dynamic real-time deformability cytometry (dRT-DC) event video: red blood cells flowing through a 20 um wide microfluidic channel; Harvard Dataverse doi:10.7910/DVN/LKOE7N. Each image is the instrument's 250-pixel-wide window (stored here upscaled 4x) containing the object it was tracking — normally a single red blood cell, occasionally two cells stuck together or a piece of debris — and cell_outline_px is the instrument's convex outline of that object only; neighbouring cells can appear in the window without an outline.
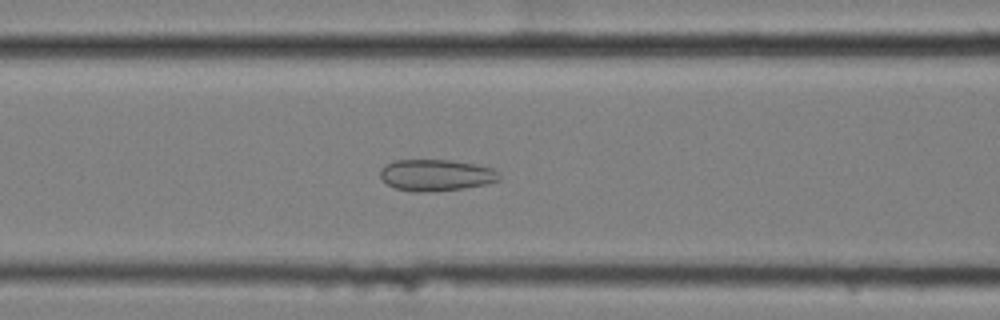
{"species": "common noctule bat (a hibernating species)", "species_latin": "Nyctalus noctula", "temperature_condition": "cold", "stored_images_in_passage": 57, "camera_frame_rate_fps": 3000, "um_per_image_px": 0.085, "animal": {"sex": "female", "body_mass_g": 25.1}, "frame": {"image": 1, "passage_image": 23, "time_ms": 7.333, "image_size_px": [1000, 320], "cell_outline_px": [[500, 180], [484, 184], [460, 188], [424, 192], [416, 192], [396, 188], [388, 184], [380, 176], [380, 168], [384, 164], [396, 160], [448, 160], [476, 164], [492, 168], [500, 172]], "centroid_in_image_um": [37.05, 14.87], "position_along_channel_um": 129.5, "area_um2": 21.68}}
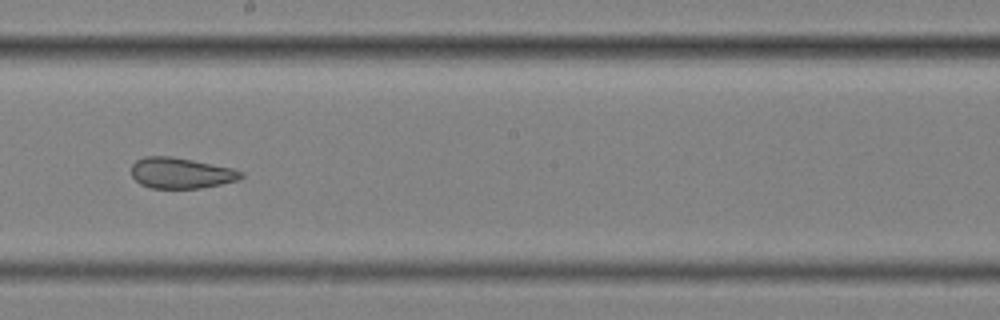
{"frame": {"image": 2, "passage_image": 32, "time_ms": 10.333, "image_size_px": [1000, 320], "cell_outline_px": [[244, 176], [240, 180], [200, 188], [152, 188], [140, 184], [132, 176], [132, 164], [136, 160], [144, 156], [172, 156], [232, 168], [244, 172]], "centroid_in_image_um": [15.39, 14.7], "position_along_channel_um": 232.8, "area_um2": 19.71}}
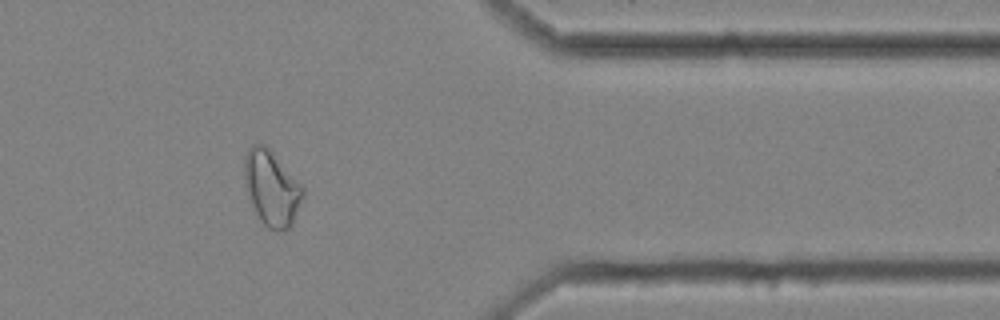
{"frame": {"image": 3, "passage_image": 47, "time_ms": 15.333, "image_size_px": [1000, 320], "cell_outline_px": [[304, 196], [292, 224], [284, 232], [276, 232], [268, 228], [260, 220], [248, 196], [244, 180], [244, 156], [248, 148], [252, 144], [264, 144], [272, 152], [304, 188]], "centroid_in_image_um": [23.08, 16.01], "position_along_channel_um": 388.3, "area_um2": 25.55}, "authors_computed_cell_mechanics": {"area_um2": 26.1256, "velocity_mm_per_s": 3.4524, "shape_relaxation_time_tau1_ms": null, "shape_relaxation_time_tau2_ms": 1.9478, "deformation_change_tau1": null, "deformation_change_tau2": 0.0879}}